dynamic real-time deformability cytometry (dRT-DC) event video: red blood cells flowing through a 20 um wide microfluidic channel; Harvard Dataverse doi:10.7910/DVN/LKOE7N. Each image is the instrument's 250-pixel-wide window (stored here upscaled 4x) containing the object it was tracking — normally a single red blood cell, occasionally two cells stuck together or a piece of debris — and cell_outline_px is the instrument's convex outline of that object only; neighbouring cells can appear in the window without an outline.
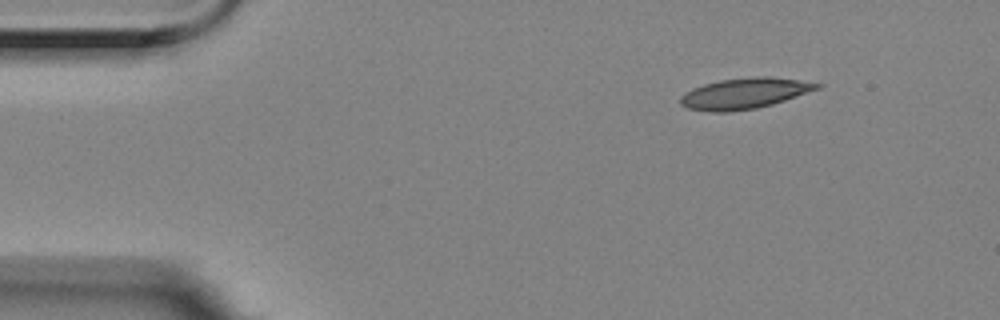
{"species": "Egyptian fruit bat (a non-hibernating species)", "species_latin": "Rousettus aegyptiacus", "temperature_condition": "room temperature", "stored_images_in_passage": 4, "camera_frame_rate_fps": 3000, "um_per_image_px": 0.085, "animal": {"sex": "female"}, "frame": {"image": 1, "passage_image": 1, "time_ms": 0.0, "image_size_px": [1000, 320], "cell_outline_px": [[824, 84], [820, 88], [772, 104], [756, 108], [728, 112], [712, 112], [688, 108], [680, 104], [680, 96], [684, 92], [692, 88], [704, 84], [720, 80], [752, 76], [768, 76]], "centroid_in_image_um": [63.24, 7.93], "position_along_channel_um": 21.8, "area_um2": 24.39}}
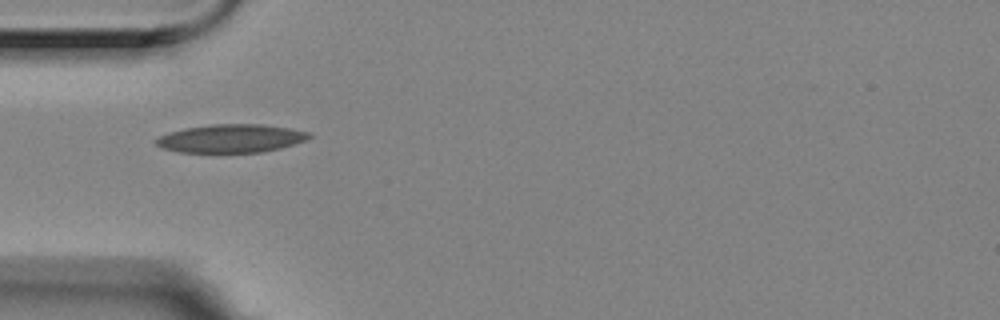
{"frame": {"image": 2, "passage_image": 4, "time_ms": 1.0, "image_size_px": [1000, 320], "cell_outline_px": [[312, 136], [308, 140], [280, 148], [264, 152], [176, 152], [160, 148], [152, 140], [168, 132], [184, 128], [212, 124], [264, 124], [312, 132]], "centroid_in_image_um": [19.63, 11.76], "position_along_channel_um": 65.4, "area_um2": 25.55}}